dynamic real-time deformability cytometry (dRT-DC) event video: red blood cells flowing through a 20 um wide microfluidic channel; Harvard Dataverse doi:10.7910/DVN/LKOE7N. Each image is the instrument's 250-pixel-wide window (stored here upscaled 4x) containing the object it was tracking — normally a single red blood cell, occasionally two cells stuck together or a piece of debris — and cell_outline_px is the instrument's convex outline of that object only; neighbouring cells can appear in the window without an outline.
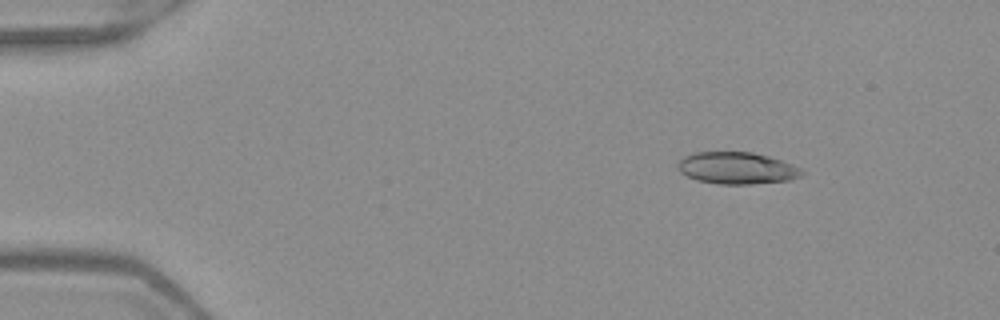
{"species": "Egyptian fruit bat (a non-hibernating species)", "species_latin": "Rousettus aegyptiacus", "temperature_condition": "warm", "stored_images_in_passage": 13, "camera_frame_rate_fps": 3000, "um_per_image_px": 0.085, "frame": {"image": 1, "passage_image": 7, "time_ms": 2.0, "image_size_px": [1000, 320], "cell_outline_px": [[804, 176], [788, 180], [748, 184], [720, 184], [696, 180], [680, 172], [680, 160], [684, 156], [696, 152], [752, 152], [768, 156], [792, 164], [800, 168], [804, 172]], "centroid_in_image_um": [62.67, 14.29], "position_along_channel_um": 22.3, "area_um2": 22.83}}